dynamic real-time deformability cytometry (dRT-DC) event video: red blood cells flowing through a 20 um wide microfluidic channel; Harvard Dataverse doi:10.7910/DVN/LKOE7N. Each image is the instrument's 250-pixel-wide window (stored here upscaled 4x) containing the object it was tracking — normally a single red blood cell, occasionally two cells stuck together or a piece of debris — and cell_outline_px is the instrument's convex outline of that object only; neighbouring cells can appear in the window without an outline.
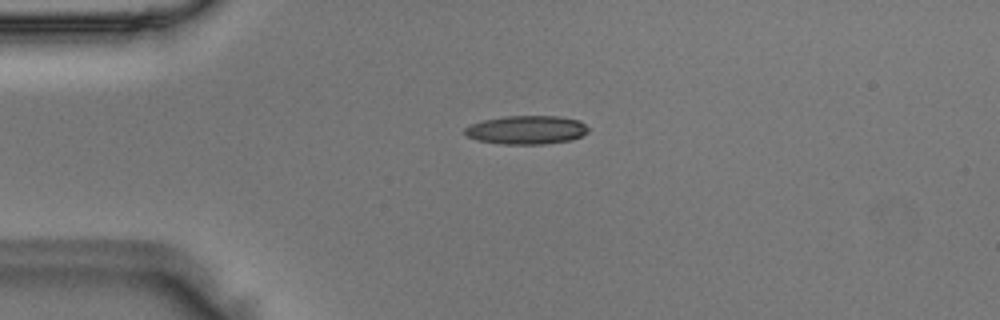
{"species": "Egyptian fruit bat (a non-hibernating species)", "species_latin": "Rousettus aegyptiacus", "temperature_condition": "room temperature", "stored_images_in_passage": 40, "camera_frame_rate_fps": 3000, "um_per_image_px": 0.085, "animal": {"sex": "male"}, "frame": {"image": 1, "passage_image": 1, "time_ms": 0.0, "image_size_px": [1000, 320], "cell_outline_px": [[588, 132], [572, 140], [544, 144], [504, 144], [476, 140], [468, 136], [464, 132], [464, 128], [472, 124], [484, 120], [504, 116], [560, 116], [580, 120], [588, 128]], "centroid_in_image_um": [44.77, 11.04], "position_along_channel_um": 40.2, "area_um2": 20.58}}
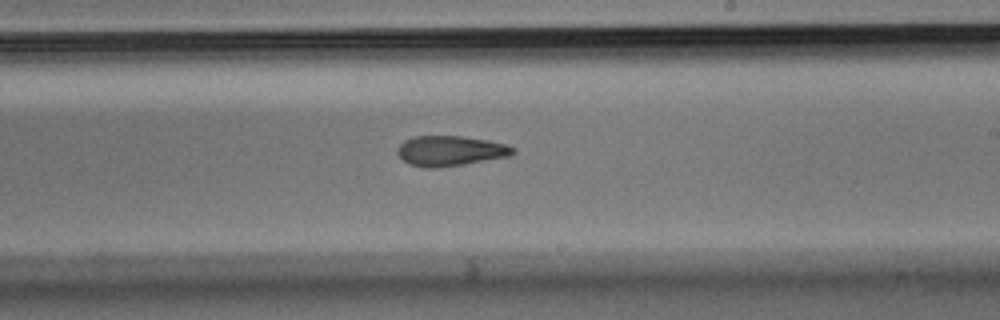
{"frame": {"image": 2, "passage_image": 19, "time_ms": 6.0, "image_size_px": [1000, 320], "cell_outline_px": [[516, 152], [508, 156], [464, 164], [436, 168], [424, 168], [412, 164], [404, 160], [396, 152], [400, 144], [404, 140], [412, 136], [460, 136], [488, 140], [508, 144], [516, 148]], "centroid_in_image_um": [38.29, 12.81], "position_along_channel_um": 250.7, "area_um2": 20.29}}
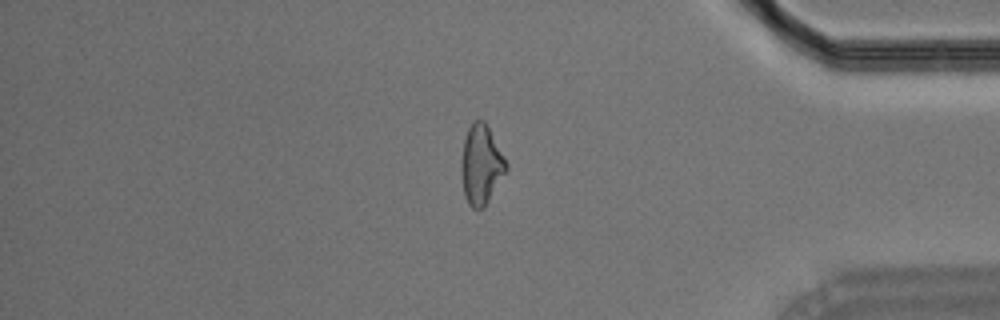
{"frame": {"image": 3, "passage_image": 32, "time_ms": 10.333, "image_size_px": [1000, 320], "cell_outline_px": [[508, 168], [484, 208], [472, 208], [468, 204], [464, 196], [460, 172], [460, 160], [464, 140], [468, 128], [472, 120], [484, 120], [508, 164]], "centroid_in_image_um": [40.86, 14.01], "position_along_channel_um": 394.3, "area_um2": 20.87}}